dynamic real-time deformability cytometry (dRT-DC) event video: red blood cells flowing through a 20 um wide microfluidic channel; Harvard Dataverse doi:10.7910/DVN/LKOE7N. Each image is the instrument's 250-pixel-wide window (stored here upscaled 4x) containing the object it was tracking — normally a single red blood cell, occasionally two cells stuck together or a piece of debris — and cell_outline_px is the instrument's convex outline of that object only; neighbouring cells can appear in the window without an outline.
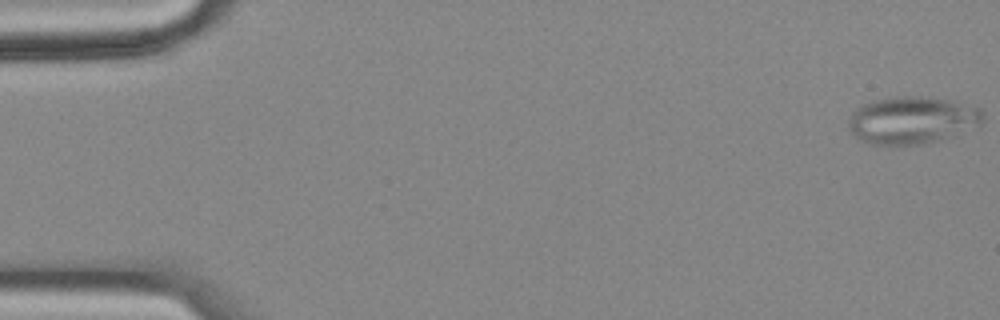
{"species": "common noctule bat (a hibernating species)", "species_latin": "Nyctalus noctula", "temperature_condition": "cold", "stored_images_in_passage": 57, "camera_frame_rate_fps": 3000, "um_per_image_px": 0.085, "animal": {"sex": "female", "body_mass_g": 18.4}, "frame": {"image": 1, "passage_image": 1, "time_ms": 0.0, "image_size_px": [1000, 320], "cell_outline_px": [[984, 120], [980, 124], [956, 136], [928, 144], [868, 144], [848, 132], [848, 116], [856, 108], [864, 104], [876, 100], [896, 96], [932, 96], [980, 108], [984, 112]], "centroid_in_image_um": [77.53, 10.22], "position_along_channel_um": 7.5, "area_um2": 37.63}}
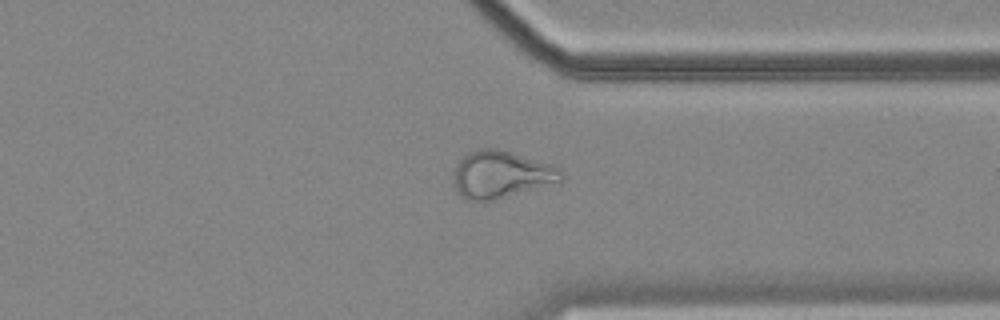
{"frame": {"image": 2, "passage_image": 44, "time_ms": 14.333, "image_size_px": [1000, 320], "cell_outline_px": [[564, 180], [488, 200], [468, 200], [460, 196], [456, 192], [452, 184], [456, 168], [460, 160], [468, 152], [480, 148], [496, 148], [552, 164], [560, 168], [564, 176]], "centroid_in_image_um": [42.56, 14.81], "position_along_channel_um": 368.8, "area_um2": 29.07}}
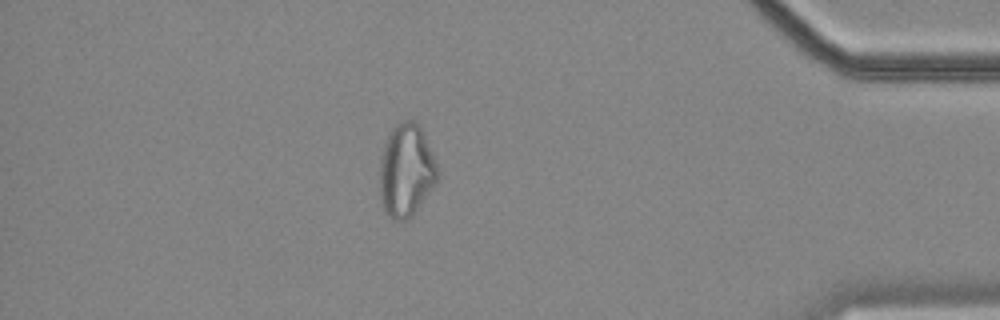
{"frame": {"image": 3, "passage_image": 50, "time_ms": 16.333, "image_size_px": [1000, 320], "cell_outline_px": [[436, 180], [428, 192], [408, 220], [392, 220], [384, 212], [380, 204], [380, 156], [388, 132], [396, 124], [404, 120], [416, 120], [420, 124], [424, 132], [436, 164]], "centroid_in_image_um": [34.47, 14.46], "position_along_channel_um": 400.7, "area_um2": 31.21}}